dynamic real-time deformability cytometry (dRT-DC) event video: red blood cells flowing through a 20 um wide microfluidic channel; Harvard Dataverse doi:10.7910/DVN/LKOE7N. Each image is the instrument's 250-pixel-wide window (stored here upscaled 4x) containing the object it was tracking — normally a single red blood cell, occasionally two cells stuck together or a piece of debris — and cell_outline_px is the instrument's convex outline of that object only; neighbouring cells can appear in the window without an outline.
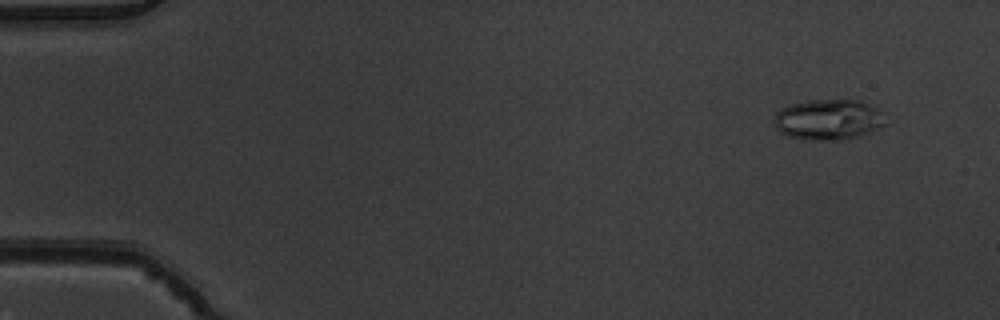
{"species": "common noctule bat (a hibernating species)", "species_latin": "Nyctalus noctula", "temperature_condition": "warm", "stored_images_in_passage": 7, "camera_frame_rate_fps": 3000, "um_per_image_px": 0.085, "animal": {"sex": "male", "body_mass_g": 19.5, "forearm_length_mm": 54.6}, "frame": {"image": 1, "passage_image": 2, "time_ms": 0.333, "image_size_px": [1000, 320], "cell_outline_px": [[884, 124], [880, 128], [860, 136], [848, 140], [800, 140], [788, 136], [780, 132], [776, 128], [772, 120], [776, 112], [792, 104], [808, 100], [860, 100], [872, 104], [884, 112]], "centroid_in_image_um": [70.43, 10.18], "position_along_channel_um": 14.6, "area_um2": 26.88}}
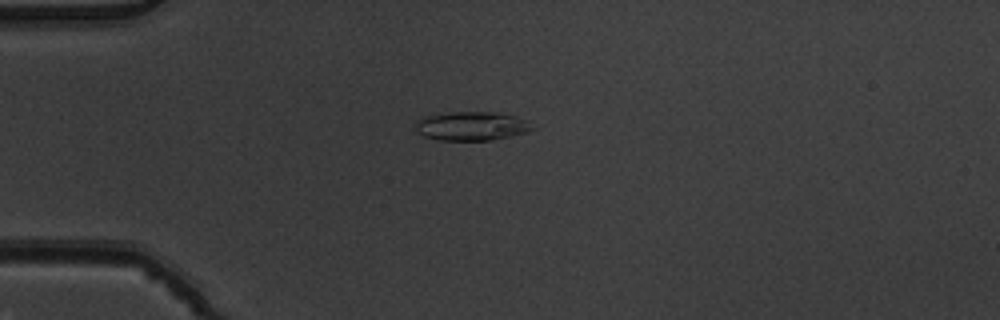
{"frame": {"image": 2, "passage_image": 5, "time_ms": 1.333, "image_size_px": [1000, 320], "cell_outline_px": [[536, 128], [528, 132], [488, 140], [440, 140], [424, 136], [416, 128], [416, 120], [424, 116], [448, 112], [496, 112], [516, 116], [528, 120]], "centroid_in_image_um": [40.12, 10.7], "position_along_channel_um": 44.9, "area_um2": 19.65}}
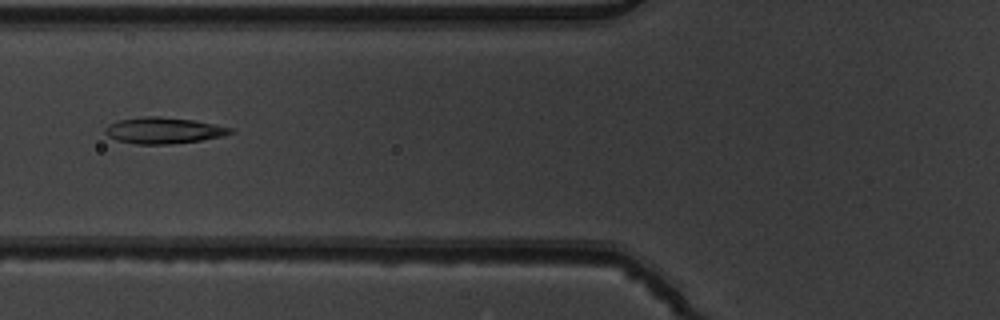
{"frame": {"image": 3, "passage_image": 7, "time_ms": 2.0, "image_size_px": [1000, 320], "cell_outline_px": [[236, 132], [220, 136], [200, 140], [172, 144], [136, 144], [116, 140], [108, 136], [104, 132], [104, 128], [108, 124], [120, 120], [144, 116], [160, 116], [192, 120], [232, 128]], "centroid_in_image_um": [13.86, 11.09], "position_along_channel_um": 111.9, "area_um2": 19.02}}